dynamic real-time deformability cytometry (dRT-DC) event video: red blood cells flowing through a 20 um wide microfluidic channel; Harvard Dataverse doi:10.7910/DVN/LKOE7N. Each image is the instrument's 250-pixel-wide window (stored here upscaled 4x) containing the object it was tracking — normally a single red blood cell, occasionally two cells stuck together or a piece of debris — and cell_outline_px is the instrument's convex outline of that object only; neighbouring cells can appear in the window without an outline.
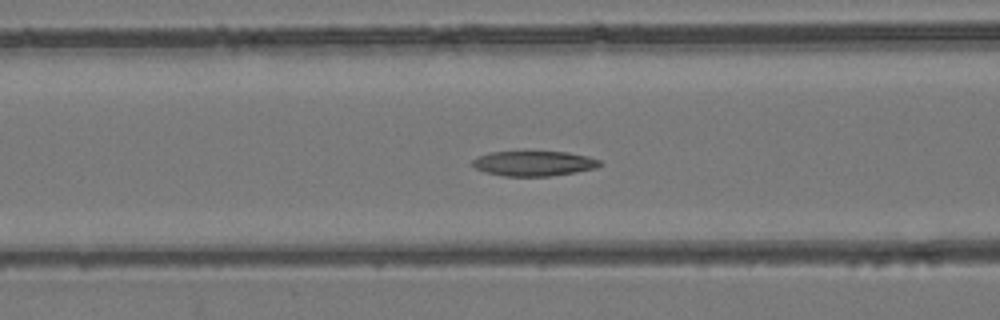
{"species": "common noctule bat (a hibernating species)", "species_latin": "Nyctalus noctula", "temperature_condition": "room temperature", "stored_images_in_passage": 53, "camera_frame_rate_fps": 3000, "um_per_image_px": 0.085, "animal": {"sex": "female", "body_mass_g": 24.6, "forearm_length_mm": 56.2}, "frame": {"image": 1, "passage_image": 22, "time_ms": 7.0, "image_size_px": [1000, 320], "cell_outline_px": [[604, 164], [596, 168], [576, 172], [548, 176], [504, 176], [484, 172], [468, 164], [476, 156], [488, 152], [568, 152], [588, 156], [600, 160]], "centroid_in_image_um": [45.35, 13.89], "position_along_channel_um": 121.3, "area_um2": 18.79}}
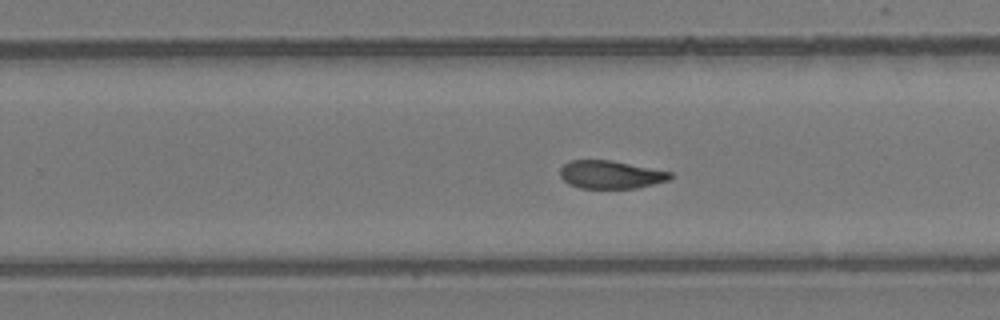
{"frame": {"image": 2, "passage_image": 34, "time_ms": 11.0, "image_size_px": [1000, 320], "cell_outline_px": [[672, 176], [668, 180], [636, 188], [580, 188], [568, 184], [560, 176], [560, 168], [568, 160], [612, 160], [672, 172]], "centroid_in_image_um": [51.87, 14.83], "position_along_channel_um": 277.9, "area_um2": 17.98}}
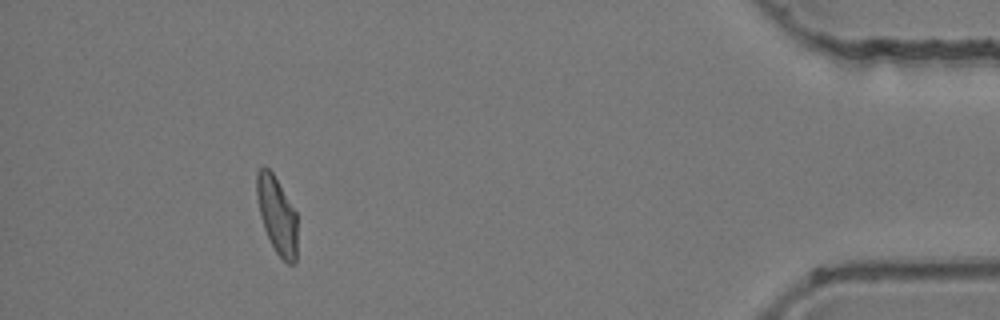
{"frame": {"image": 3, "passage_image": 49, "time_ms": 16.0, "image_size_px": [1000, 320], "cell_outline_px": [[296, 260], [292, 264], [288, 264], [276, 252], [264, 228], [260, 216], [256, 196], [256, 172], [264, 164], [272, 172], [296, 212]], "centroid_in_image_um": [23.52, 18.24], "position_along_channel_um": 411.7, "area_um2": 18.03}, "authors_computed_cell_mechanics": {"area_um2": 19.1896, "velocity_mm_per_s": 3.923, "shape_relaxation_time_tau1_ms": null, "shape_relaxation_time_tau2_ms": 5.0889, "deformation_change_tau1": null, "deformation_change_tau2": 0.1241}}